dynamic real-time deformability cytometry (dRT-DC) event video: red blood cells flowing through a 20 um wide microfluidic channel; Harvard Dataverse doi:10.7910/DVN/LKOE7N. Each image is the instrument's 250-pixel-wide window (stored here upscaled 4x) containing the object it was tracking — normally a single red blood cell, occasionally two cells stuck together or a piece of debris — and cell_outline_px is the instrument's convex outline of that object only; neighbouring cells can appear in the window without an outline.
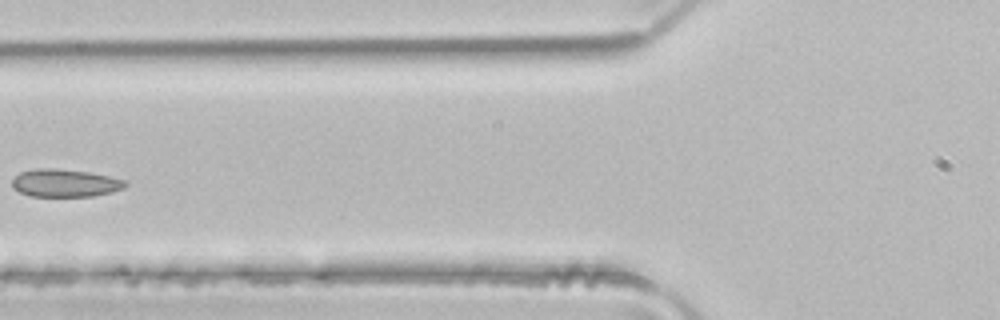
{"species": "common noctule bat (a hibernating species)", "species_latin": "Nyctalus noctula", "temperature_condition": "room temperature", "stored_images_in_passage": 5, "camera_frame_rate_fps": 3000, "um_per_image_px": 0.085, "animal": {"sex": "male", "body_mass_g": 21.5, "forearm_length_mm": 52.0}, "frame": {"image": 1, "passage_image": 5, "time_ms": 1.333, "image_size_px": [1000, 320], "cell_outline_px": [[128, 184], [124, 188], [112, 192], [92, 196], [28, 196], [12, 188], [12, 180], [20, 172], [36, 168], [56, 168], [88, 172], [128, 180]], "centroid_in_image_um": [5.53, 15.56], "position_along_channel_um": 120.3, "area_um2": 18.44}}